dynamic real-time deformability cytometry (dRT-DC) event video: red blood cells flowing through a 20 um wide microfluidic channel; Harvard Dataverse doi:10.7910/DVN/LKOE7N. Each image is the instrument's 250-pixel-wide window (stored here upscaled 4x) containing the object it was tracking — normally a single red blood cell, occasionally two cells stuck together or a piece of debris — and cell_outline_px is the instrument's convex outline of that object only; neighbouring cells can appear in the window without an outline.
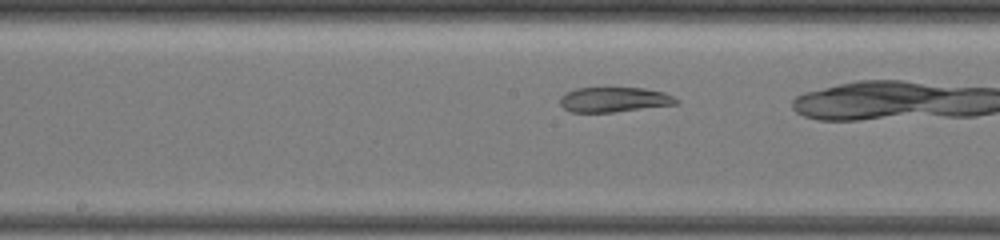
{"species": "common noctule bat (a hibernating species)", "species_latin": "Nyctalus noctula", "temperature_condition": "warm", "stored_images_in_passage": 24, "camera_frame_rate_fps": 3000, "um_per_image_px": 0.085, "animal": {"sex": "female", "body_mass_g": 19.5, "forearm_length_mm": 54.1}, "frame": {"image": 1, "passage_image": 22, "time_ms": 5.0, "image_size_px": [1000, 240], "cell_outline_px": [[680, 104], [616, 112], [572, 112], [564, 108], [560, 104], [560, 96], [576, 88], [644, 88], [664, 92], [680, 100]], "centroid_in_image_um": [52.25, 8.47], "position_along_channel_um": 196.0, "area_um2": 16.99}}